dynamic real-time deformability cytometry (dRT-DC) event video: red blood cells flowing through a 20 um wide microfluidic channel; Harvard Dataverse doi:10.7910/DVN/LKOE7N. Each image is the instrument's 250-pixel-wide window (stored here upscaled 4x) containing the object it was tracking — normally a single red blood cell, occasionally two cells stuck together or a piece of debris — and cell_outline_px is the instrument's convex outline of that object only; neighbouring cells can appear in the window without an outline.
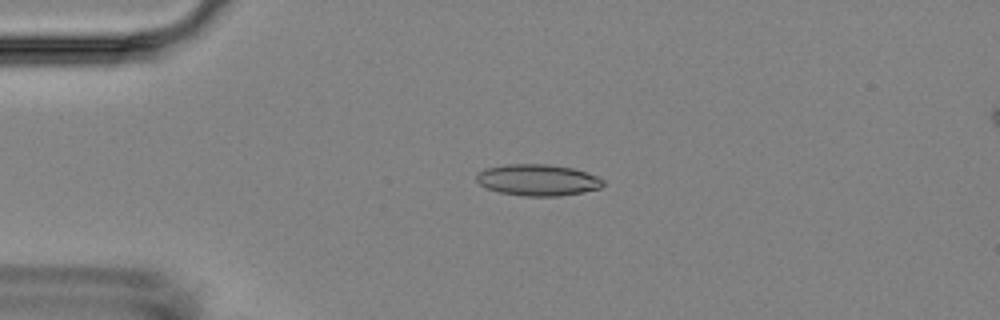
{"species": "Egyptian fruit bat (a non-hibernating species)", "species_latin": "Rousettus aegyptiacus", "temperature_condition": "room temperature", "stored_images_in_passage": 30, "camera_frame_rate_fps": 3000, "um_per_image_px": 0.085, "animal": {"sex": "female"}, "frame": {"image": 1, "passage_image": 3, "time_ms": 0.667, "image_size_px": [1000, 320], "cell_outline_px": [[604, 184], [600, 188], [560, 196], [524, 196], [500, 192], [488, 188], [480, 184], [476, 180], [476, 176], [484, 168], [504, 164], [552, 164], [572, 168], [596, 176], [604, 180]], "centroid_in_image_um": [45.69, 15.29], "position_along_channel_um": 39.3, "area_um2": 23.06}}
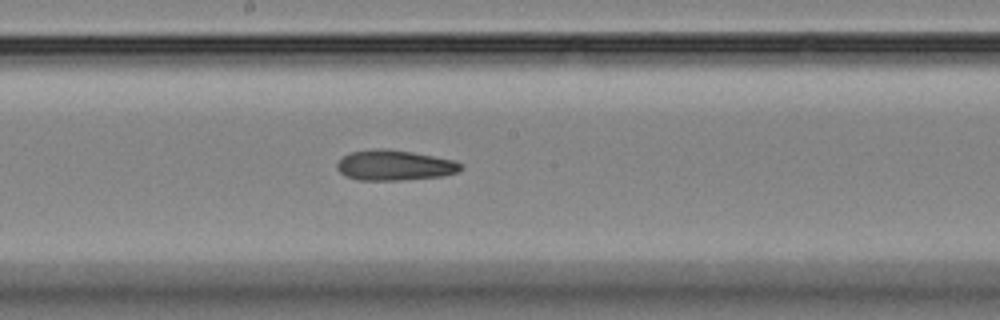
{"frame": {"image": 2, "passage_image": 20, "time_ms": 6.333, "image_size_px": [1000, 320], "cell_outline_px": [[464, 168], [456, 172], [444, 176], [404, 180], [356, 180], [344, 176], [336, 168], [336, 164], [344, 156], [352, 152], [376, 148], [384, 148], [412, 152], [452, 160], [464, 164]], "centroid_in_image_um": [33.53, 14.06], "position_along_channel_um": 214.7, "area_um2": 21.96}}
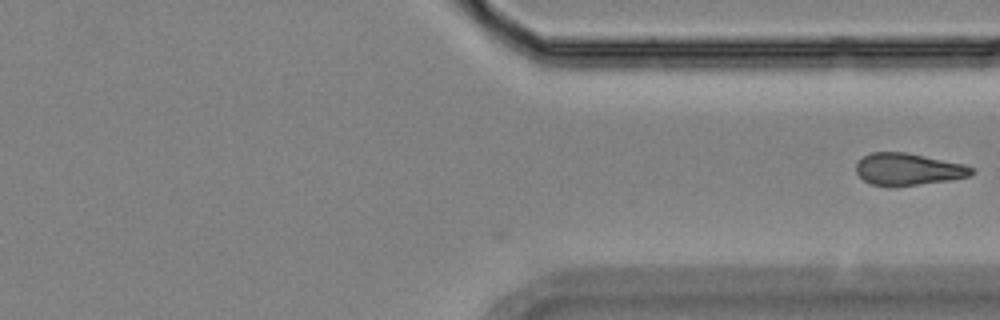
{"frame": {"image": 3, "passage_image": 30, "time_ms": 9.667, "image_size_px": [1000, 320], "cell_outline_px": [[972, 172], [968, 176], [948, 180], [888, 188], [872, 184], [864, 180], [856, 172], [856, 164], [864, 156], [872, 152], [904, 152], [964, 164], [972, 168]], "centroid_in_image_um": [77.13, 14.4], "position_along_channel_um": 334.3, "area_um2": 21.33}}